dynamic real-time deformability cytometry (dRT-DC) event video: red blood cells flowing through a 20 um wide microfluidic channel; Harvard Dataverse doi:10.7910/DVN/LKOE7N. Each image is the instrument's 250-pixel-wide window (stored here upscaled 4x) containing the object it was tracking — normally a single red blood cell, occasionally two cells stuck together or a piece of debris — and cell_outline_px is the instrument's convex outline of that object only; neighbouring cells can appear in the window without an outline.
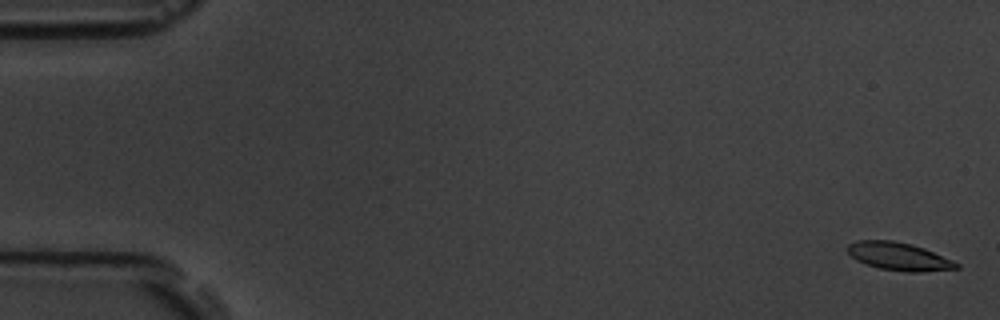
{"species": "common noctule bat (a hibernating species)", "species_latin": "Nyctalus noctula", "temperature_condition": "room temperature", "stored_images_in_passage": 5, "camera_frame_rate_fps": 3000, "um_per_image_px": 0.085, "animal": {"sex": "male", "body_mass_g": 19.5, "forearm_length_mm": 54.6}, "frame": {"image": 1, "passage_image": 1, "time_ms": 0.0, "image_size_px": [1000, 320], "cell_outline_px": [[960, 268], [920, 272], [908, 272], [880, 268], [856, 260], [844, 248], [848, 244], [856, 240], [892, 240], [912, 244], [924, 248], [952, 260], [960, 264]], "centroid_in_image_um": [76.39, 21.78], "position_along_channel_um": 8.6, "area_um2": 17.69}}
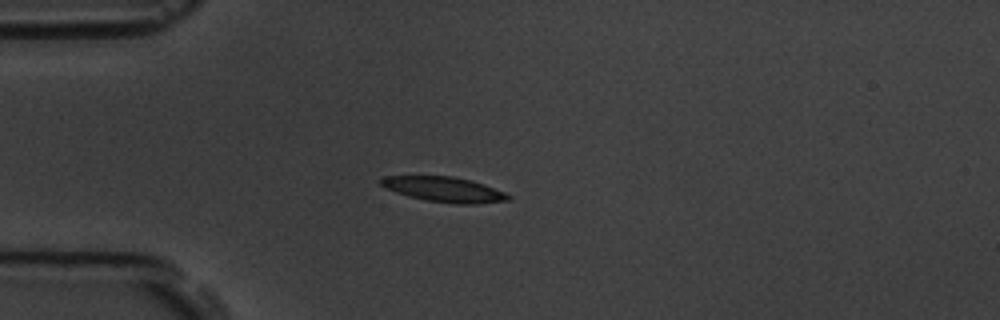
{"frame": {"image": 2, "passage_image": 5, "time_ms": 4.667, "image_size_px": [1000, 320], "cell_outline_px": [[512, 200], [476, 204], [456, 204], [428, 200], [408, 196], [384, 188], [380, 184], [380, 180], [384, 176], [452, 176], [484, 184], [504, 192], [512, 196]], "centroid_in_image_um": [37.77, 16.1], "position_along_channel_um": 47.2, "area_um2": 18.55}}